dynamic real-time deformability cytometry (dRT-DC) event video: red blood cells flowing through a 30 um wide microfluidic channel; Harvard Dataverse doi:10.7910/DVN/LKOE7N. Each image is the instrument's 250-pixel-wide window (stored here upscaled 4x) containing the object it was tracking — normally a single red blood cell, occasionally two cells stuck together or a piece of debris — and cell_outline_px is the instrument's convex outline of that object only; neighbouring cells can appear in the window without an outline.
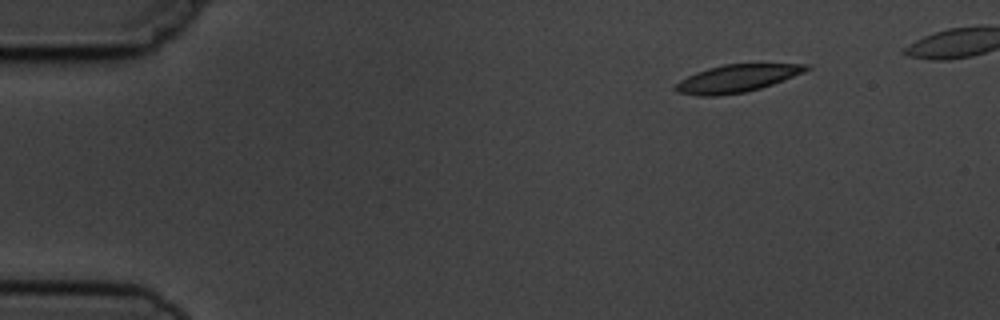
{"species": "common noctule bat (a hibernating species)", "species_latin": "Nyctalus noctula", "temperature_condition": "cold", "stored_images_in_passage": 5, "camera_frame_rate_fps": 3000, "um_per_image_px": 0.085, "animal": {"sex": "male", "body_mass_g": 19.5, "forearm_length_mm": 54.6}, "frame": {"image": 1, "passage_image": 1, "time_ms": 0.0, "image_size_px": [1000, 320], "cell_outline_px": [[812, 68], [804, 72], [772, 84], [760, 88], [744, 92], [716, 96], [696, 96], [676, 92], [672, 88], [680, 80], [696, 72], [708, 68], [724, 64], [812, 64]], "centroid_in_image_um": [62.61, 6.67], "position_along_channel_um": 22.4, "area_um2": 20.98}}